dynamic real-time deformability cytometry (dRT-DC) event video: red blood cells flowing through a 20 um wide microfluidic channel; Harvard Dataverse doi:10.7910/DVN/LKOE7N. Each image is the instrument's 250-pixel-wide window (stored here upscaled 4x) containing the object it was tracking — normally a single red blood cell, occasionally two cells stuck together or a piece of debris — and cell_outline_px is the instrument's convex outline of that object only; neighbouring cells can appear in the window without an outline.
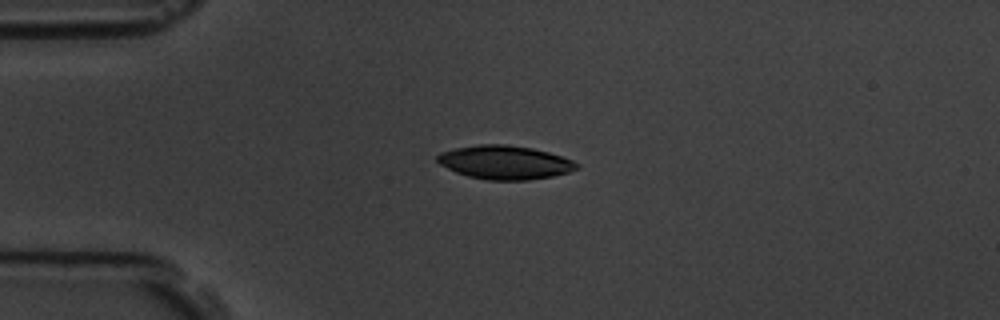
{"species": "common noctule bat (a hibernating species)", "species_latin": "Nyctalus noctula", "temperature_condition": "room temperature", "stored_images_in_passage": 2, "camera_frame_rate_fps": 3000, "um_per_image_px": 0.085, "animal": {"sex": "male", "body_mass_g": 19.5, "forearm_length_mm": 54.6}, "frame": {"image": 1, "passage_image": 1, "time_ms": 0.0, "image_size_px": [1000, 320], "cell_outline_px": [[580, 168], [568, 172], [552, 176], [528, 180], [488, 180], [468, 176], [456, 172], [440, 164], [436, 160], [436, 156], [440, 152], [456, 148], [480, 144], [508, 144], [532, 148], [548, 152], [572, 160], [580, 164]], "centroid_in_image_um": [42.92, 13.8], "position_along_channel_um": 42.1, "area_um2": 27.34}}